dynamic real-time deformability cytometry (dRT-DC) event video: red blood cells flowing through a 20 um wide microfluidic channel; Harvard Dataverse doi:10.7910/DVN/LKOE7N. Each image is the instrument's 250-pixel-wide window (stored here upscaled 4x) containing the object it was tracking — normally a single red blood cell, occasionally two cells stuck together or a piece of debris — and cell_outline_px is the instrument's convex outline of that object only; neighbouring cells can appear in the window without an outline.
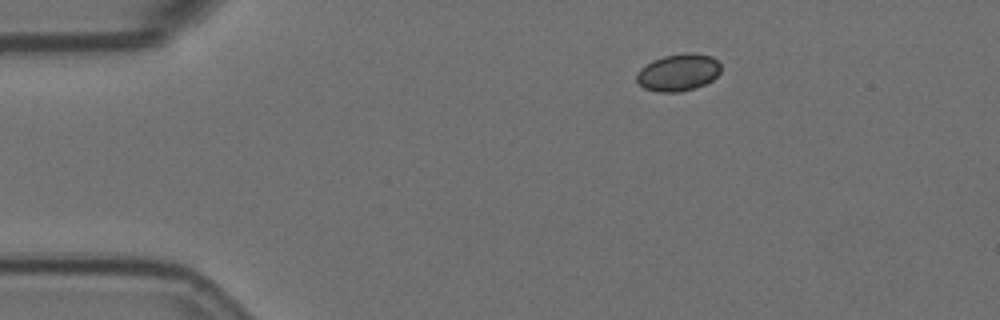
{"species": "Egyptian fruit bat (a non-hibernating species)", "species_latin": "Rousettus aegyptiacus", "temperature_condition": "room temperature", "stored_images_in_passage": 3, "camera_frame_rate_fps": 3000, "um_per_image_px": 0.085, "animal": {"sex": "female"}, "frame": {"image": 1, "passage_image": 1, "time_ms": 0.0, "image_size_px": [1000, 320], "cell_outline_px": [[720, 72], [712, 80], [696, 88], [680, 92], [656, 92], [644, 88], [636, 80], [636, 76], [640, 68], [652, 60], [664, 56], [692, 52], [712, 56], [720, 64]], "centroid_in_image_um": [57.65, 6.16], "position_along_channel_um": 27.4, "area_um2": 18.26}}